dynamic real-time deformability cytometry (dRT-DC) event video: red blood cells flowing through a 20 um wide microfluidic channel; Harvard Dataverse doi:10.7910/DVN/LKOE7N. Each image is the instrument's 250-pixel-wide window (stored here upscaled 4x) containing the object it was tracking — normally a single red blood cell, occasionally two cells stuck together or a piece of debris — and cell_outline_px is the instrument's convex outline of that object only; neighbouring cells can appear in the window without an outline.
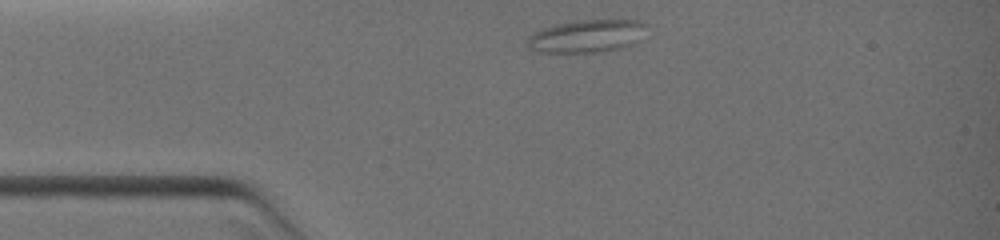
{"species": "common noctule bat (a hibernating species)", "species_latin": "Nyctalus noctula", "temperature_condition": "warm", "stored_images_in_passage": 6, "camera_frame_rate_fps": 3000, "um_per_image_px": 0.085, "animal": {"sex": "female", "body_mass_g": 19.0, "forearm_length_mm": 51.5}, "frame": {"image": 1, "passage_image": 1, "time_ms": 0.0, "image_size_px": [1000, 240], "cell_outline_px": [[644, 24], [636, 44], [624, 48], [600, 52], [536, 52], [528, 48], [524, 44], [528, 36], [544, 28], [556, 24], [576, 20], [636, 20]], "centroid_in_image_um": [49.79, 3.09], "position_along_channel_um": 35.2, "area_um2": 22.66}}
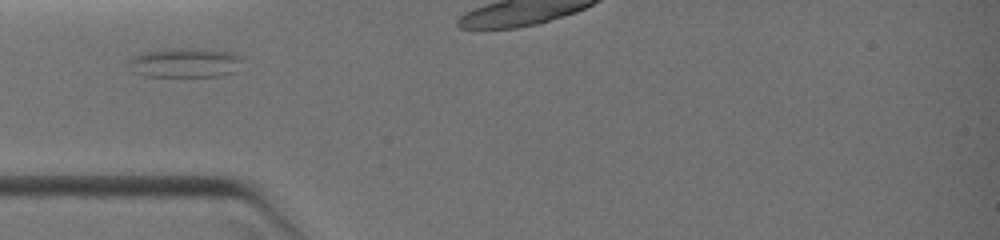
{"frame": {"image": 2, "passage_image": 3, "time_ms": 1.333, "image_size_px": [1000, 240], "cell_outline_px": [[240, 60], [236, 72], [220, 76], [144, 76], [132, 72], [128, 68], [128, 60], [132, 56], [144, 52], [180, 48], [232, 52], [240, 56]], "centroid_in_image_um": [15.66, 5.35], "position_along_channel_um": 69.3, "area_um2": 19.36}}
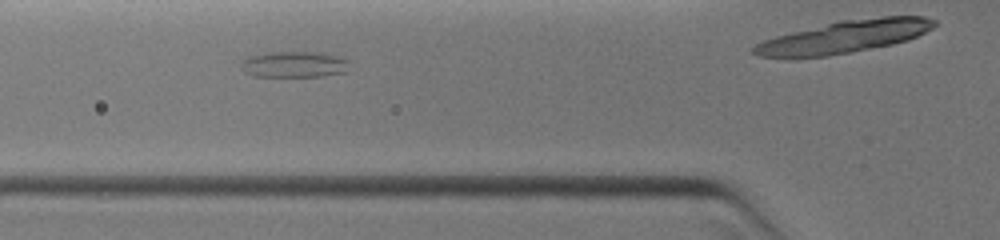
{"frame": {"image": 3, "passage_image": 4, "time_ms": 2.0, "image_size_px": [1000, 240], "cell_outline_px": [[348, 72], [324, 76], [252, 76], [244, 72], [240, 68], [240, 64], [248, 56], [264, 52], [324, 52], [348, 60]], "centroid_in_image_um": [24.99, 5.47], "position_along_channel_um": 100.8, "area_um2": 16.7}}